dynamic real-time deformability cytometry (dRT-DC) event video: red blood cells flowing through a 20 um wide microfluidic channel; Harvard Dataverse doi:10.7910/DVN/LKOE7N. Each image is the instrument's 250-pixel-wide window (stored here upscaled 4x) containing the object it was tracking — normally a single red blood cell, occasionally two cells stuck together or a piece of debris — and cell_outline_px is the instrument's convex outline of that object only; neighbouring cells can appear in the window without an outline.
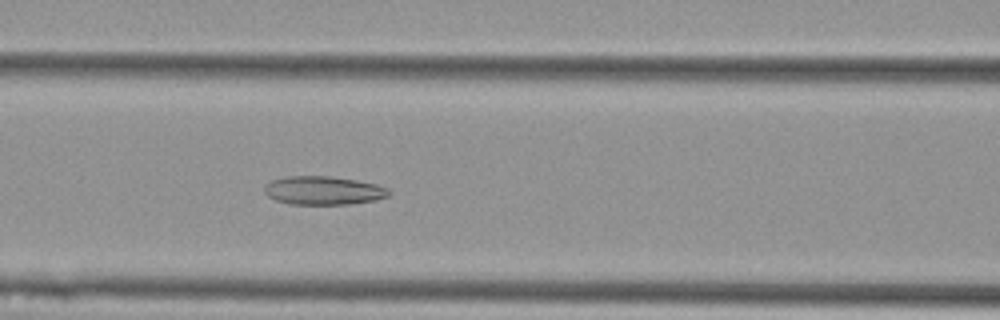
{"species": "Egyptian fruit bat (a non-hibernating species)", "species_latin": "Rousettus aegyptiacus", "temperature_condition": "cold", "stored_images_in_passage": 56, "camera_frame_rate_fps": 3000, "um_per_image_px": 0.085, "animal": {"sex": "female"}, "frame": {"image": 1, "passage_image": 24, "time_ms": 7.667, "image_size_px": [1000, 320], "cell_outline_px": [[392, 192], [388, 196], [376, 200], [352, 204], [292, 204], [276, 200], [268, 196], [264, 192], [264, 188], [272, 180], [284, 176], [328, 176], [356, 180], [376, 184], [388, 188]], "centroid_in_image_um": [27.52, 16.19], "position_along_channel_um": 139.1, "area_um2": 20.69}}
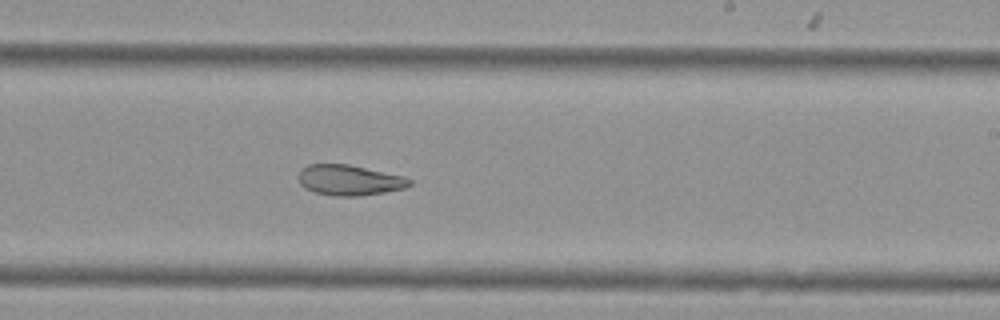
{"frame": {"image": 2, "passage_image": 34, "time_ms": 11.0, "image_size_px": [1000, 320], "cell_outline_px": [[412, 184], [404, 188], [384, 192], [360, 196], [332, 196], [316, 192], [304, 188], [300, 184], [300, 168], [308, 164], [348, 164], [404, 176], [412, 180]], "centroid_in_image_um": [29.7, 15.31], "position_along_channel_um": 259.3, "area_um2": 19.71}}
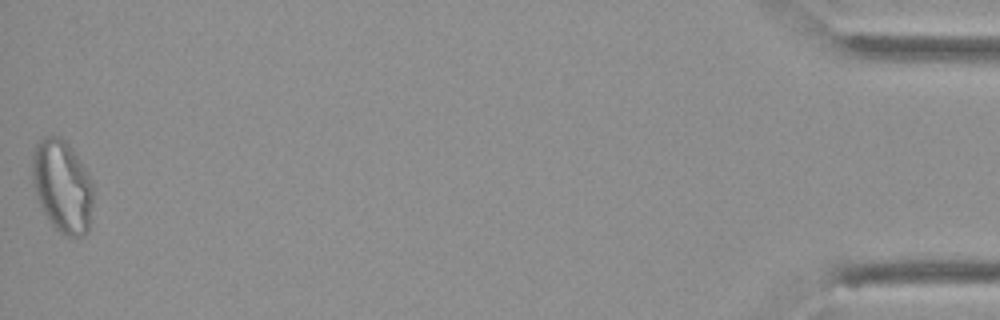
{"frame": {"image": 3, "passage_image": 56, "time_ms": 18.333, "image_size_px": [1000, 320], "cell_outline_px": [[92, 204], [88, 232], [84, 236], [64, 236], [48, 220], [36, 196], [32, 184], [32, 152], [36, 144], [44, 136], [60, 136], [72, 148], [84, 168], [92, 184]], "centroid_in_image_um": [5.27, 15.83], "position_along_channel_um": 429.9, "area_um2": 32.77}, "authors_computed_cell_mechanics": {"area_um2": 26.0678, "velocity_mm_per_s": 3.6214, "shape_relaxation_time_tau1_ms": null, "shape_relaxation_time_tau2_ms": 4.0181, "deformation_change_tau1": null, "deformation_change_tau2": 0.1153}}